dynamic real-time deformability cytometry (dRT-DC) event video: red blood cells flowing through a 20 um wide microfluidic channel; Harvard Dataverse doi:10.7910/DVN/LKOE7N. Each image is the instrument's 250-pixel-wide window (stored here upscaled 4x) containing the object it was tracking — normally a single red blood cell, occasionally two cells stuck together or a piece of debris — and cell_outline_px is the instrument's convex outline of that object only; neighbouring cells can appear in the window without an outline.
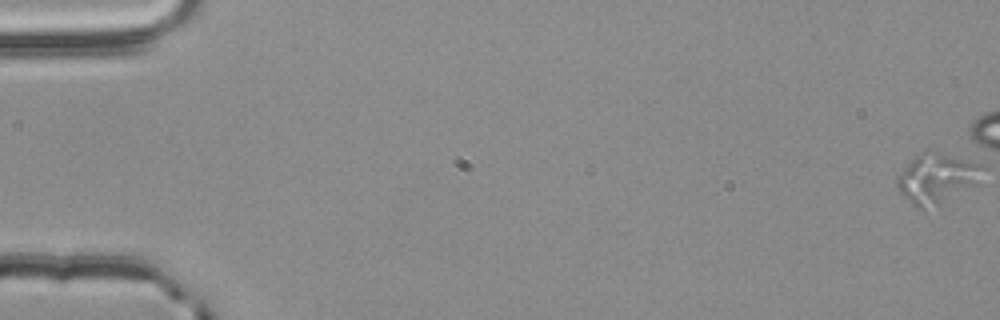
{"species": "common noctule bat (a hibernating species)", "species_latin": "Nyctalus noctula", "temperature_condition": "room temperature", "stored_images_in_passage": 1, "camera_frame_rate_fps": 3000, "um_per_image_px": 0.085, "animal": {"sex": "male", "body_mass_g": 20.4}, "frame": {"image": 1, "passage_image": 1, "time_ms": 0.0, "image_size_px": [1000, 320], "cell_outline_px": [[984, 164], [968, 180], [936, 204], [920, 208], [912, 204], [900, 192], [896, 184], [896, 180], [904, 168], [924, 148], [928, 148], [984, 160]], "centroid_in_image_um": [79.5, 14.96], "position_along_channel_um": 5.5, "area_um2": 23.12}}